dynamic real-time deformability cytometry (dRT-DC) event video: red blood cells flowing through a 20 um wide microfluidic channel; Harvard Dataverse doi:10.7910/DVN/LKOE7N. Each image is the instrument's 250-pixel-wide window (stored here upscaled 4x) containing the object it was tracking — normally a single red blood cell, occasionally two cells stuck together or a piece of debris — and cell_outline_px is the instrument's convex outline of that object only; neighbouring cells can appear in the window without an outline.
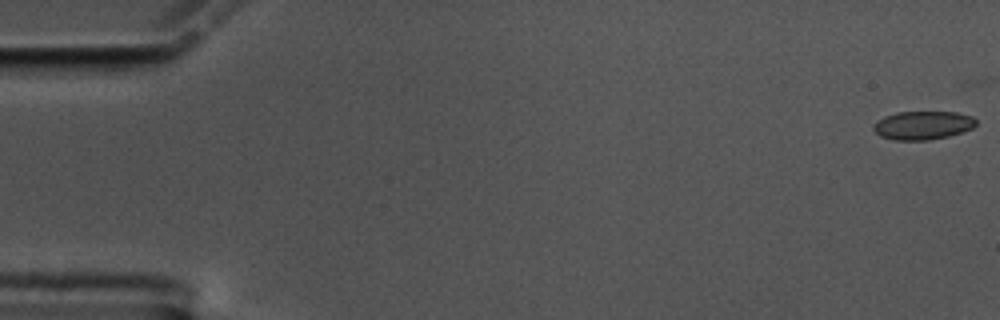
{"species": "common noctule bat (a hibernating species)", "species_latin": "Nyctalus noctula", "temperature_condition": "cold", "stored_images_in_passage": 58, "camera_frame_rate_fps": 3000, "um_per_image_px": 0.085, "animal": {"sex": "male", "body_mass_g": 17.5, "forearm_length_mm": 52.3}, "frame": {"image": 1, "passage_image": 1, "time_ms": 0.0, "image_size_px": [1000, 320], "cell_outline_px": [[976, 124], [972, 128], [948, 136], [928, 140], [892, 140], [880, 136], [872, 128], [872, 124], [884, 116], [896, 112], [956, 112], [972, 116], [976, 120]], "centroid_in_image_um": [78.4, 10.65], "position_along_channel_um": 6.6, "area_um2": 17.05}}
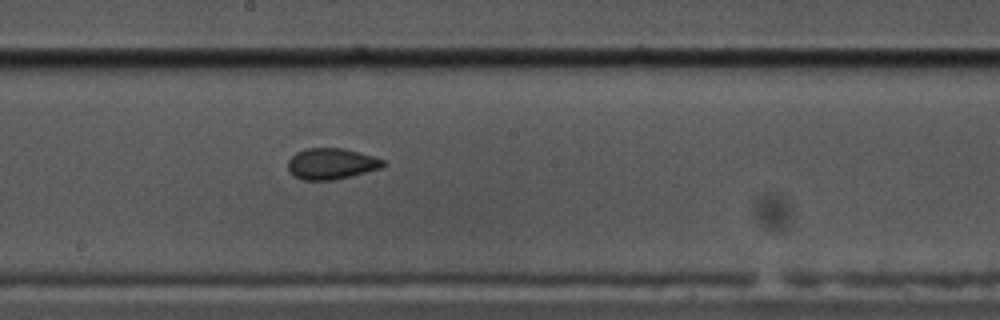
{"frame": {"image": 2, "passage_image": 32, "time_ms": 10.333, "image_size_px": [1000, 320], "cell_outline_px": [[384, 168], [336, 180], [304, 180], [288, 172], [288, 160], [296, 152], [304, 148], [344, 148], [372, 156], [384, 160]], "centroid_in_image_um": [28.17, 13.92], "position_along_channel_um": 220.0, "area_um2": 17.4}}
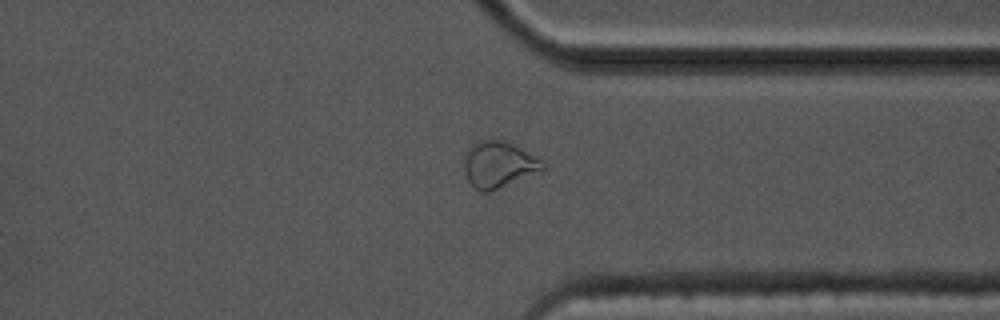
{"frame": {"image": 3, "passage_image": 45, "time_ms": 14.667, "image_size_px": [1000, 320], "cell_outline_px": [[544, 172], [488, 192], [480, 192], [468, 180], [464, 168], [464, 164], [468, 148], [476, 140], [492, 136], [504, 140], [520, 148], [540, 160], [544, 164]], "centroid_in_image_um": [42.39, 13.96], "position_along_channel_um": 369.0, "area_um2": 21.56}}